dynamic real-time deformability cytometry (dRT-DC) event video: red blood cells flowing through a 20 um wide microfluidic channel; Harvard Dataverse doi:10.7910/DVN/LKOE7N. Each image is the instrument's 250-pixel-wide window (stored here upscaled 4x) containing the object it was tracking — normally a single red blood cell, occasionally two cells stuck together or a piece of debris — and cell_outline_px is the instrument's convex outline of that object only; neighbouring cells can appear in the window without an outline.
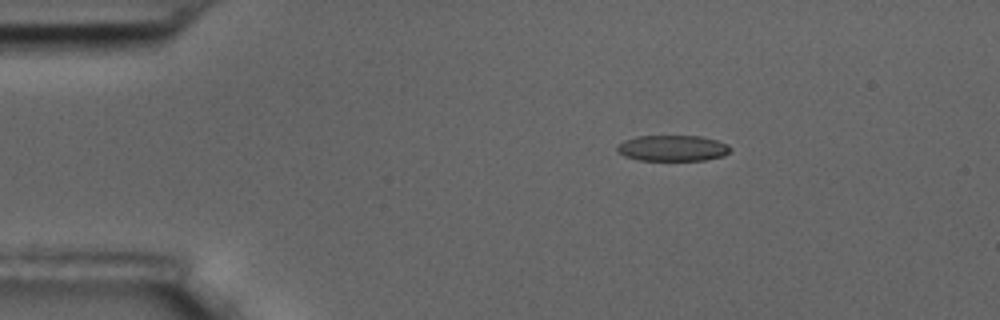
{"species": "common noctule bat (a hibernating species)", "species_latin": "Nyctalus noctula", "temperature_condition": "room temperature", "stored_images_in_passage": 47, "camera_frame_rate_fps": 3000, "um_per_image_px": 0.085, "animal": {"sex": "male", "body_mass_g": 17.5, "forearm_length_mm": 52.3}, "frame": {"image": 1, "passage_image": 1, "time_ms": 0.0, "image_size_px": [1000, 320], "cell_outline_px": [[732, 148], [724, 156], [704, 160], [636, 160], [624, 156], [616, 152], [616, 148], [624, 140], [636, 136], [700, 136], [716, 140], [728, 144]], "centroid_in_image_um": [57.15, 12.59], "position_along_channel_um": 27.8, "area_um2": 17.17}}
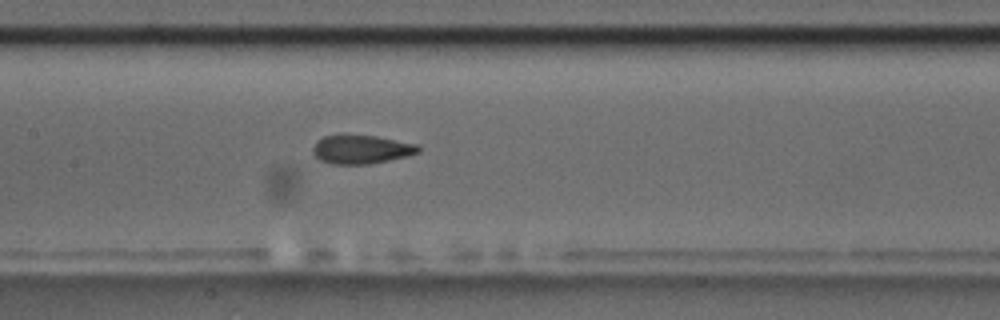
{"frame": {"image": 2, "passage_image": 18, "time_ms": 5.667, "image_size_px": [1000, 320], "cell_outline_px": [[420, 152], [388, 160], [368, 164], [332, 164], [320, 160], [312, 152], [312, 148], [316, 140], [324, 136], [344, 132], [376, 136], [420, 144]], "centroid_in_image_um": [30.67, 12.65], "position_along_channel_um": 176.7, "area_um2": 18.21}}
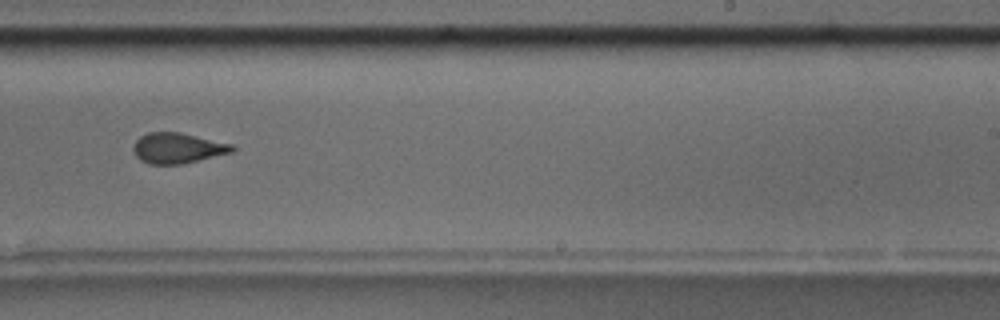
{"frame": {"image": 3, "passage_image": 26, "time_ms": 8.333, "image_size_px": [1000, 320], "cell_outline_px": [[236, 148], [232, 152], [184, 164], [148, 164], [140, 160], [136, 156], [132, 148], [136, 140], [140, 136], [148, 132], [180, 132], [232, 144]], "centroid_in_image_um": [15.08, 12.59], "position_along_channel_um": 273.9, "area_um2": 17.63}, "authors_computed_cell_mechanics": {"area_um2": 17.9758, "velocity_mm_per_s": 3.6554, "shape_relaxation_time_tau1_ms": 4.8654, "shape_relaxation_time_tau2_ms": 1.7133, "deformation_change_tau1": 0.1663, "deformation_change_tau2": 0.0823}}